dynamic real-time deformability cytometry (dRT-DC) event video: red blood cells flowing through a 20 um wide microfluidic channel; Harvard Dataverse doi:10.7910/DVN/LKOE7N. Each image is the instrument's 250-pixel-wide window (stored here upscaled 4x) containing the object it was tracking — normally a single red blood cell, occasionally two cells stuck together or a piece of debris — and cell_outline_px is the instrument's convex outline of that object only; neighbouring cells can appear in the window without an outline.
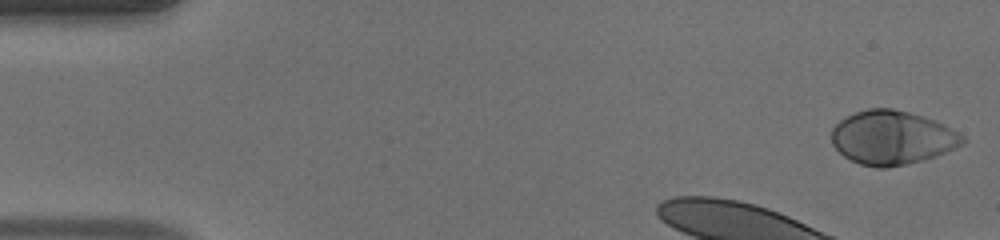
{"species": "human", "species_latin": "Homo sapiens", "temperature_condition": "warm", "stored_images_in_passage": 37, "camera_frame_rate_fps": 3000, "um_per_image_px": 0.085, "donor": {"sex": "male"}, "frame": {"image": 1, "passage_image": 1, "time_ms": 0.0, "image_size_px": [1000, 240], "cell_outline_px": [[968, 140], [936, 156], [924, 160], [908, 164], [888, 168], [876, 168], [860, 164], [844, 156], [832, 144], [832, 128], [840, 120], [856, 112], [868, 108], [892, 108], [924, 116], [944, 124], [964, 136]], "centroid_in_image_um": [75.82, 11.7], "position_along_channel_um": 9.2, "area_um2": 41.04}}
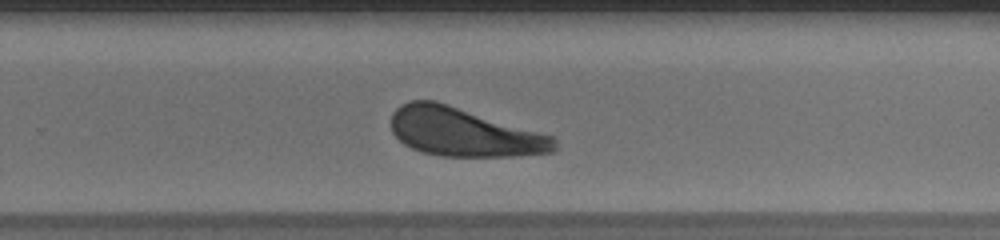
{"frame": {"image": 2, "passage_image": 27, "time_ms": 8.667, "image_size_px": [1000, 240], "cell_outline_px": [[556, 148], [552, 152], [516, 156], [444, 156], [424, 152], [412, 148], [404, 144], [392, 132], [392, 112], [400, 104], [408, 100], [436, 100], [552, 136], [556, 140]], "centroid_in_image_um": [39.39, 11.22], "position_along_channel_um": 290.4, "area_um2": 45.95}}
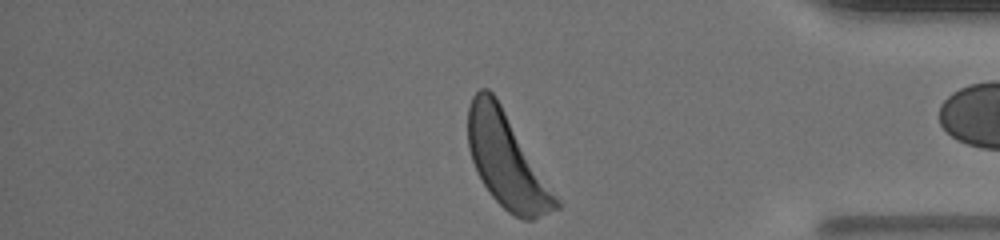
{"frame": {"image": 3, "passage_image": 36, "time_ms": 11.667, "image_size_px": [1000, 240], "cell_outline_px": [[560, 208], [532, 220], [524, 220], [508, 212], [492, 196], [484, 184], [472, 160], [468, 144], [468, 108], [472, 96], [480, 88], [488, 88], [496, 96], [560, 200]], "centroid_in_image_um": [43.08, 13.64], "position_along_channel_um": 392.1, "area_um2": 47.74}, "authors_computed_cell_mechanics": {"area_um2": 46.529, "velocity_mm_per_s": 4.1548, "shape_relaxation_time_tau1_ms": 2.0773, "shape_relaxation_time_tau2_ms": null, "deformation_change_tau1": 0.1161, "deformation_change_tau2": null}}